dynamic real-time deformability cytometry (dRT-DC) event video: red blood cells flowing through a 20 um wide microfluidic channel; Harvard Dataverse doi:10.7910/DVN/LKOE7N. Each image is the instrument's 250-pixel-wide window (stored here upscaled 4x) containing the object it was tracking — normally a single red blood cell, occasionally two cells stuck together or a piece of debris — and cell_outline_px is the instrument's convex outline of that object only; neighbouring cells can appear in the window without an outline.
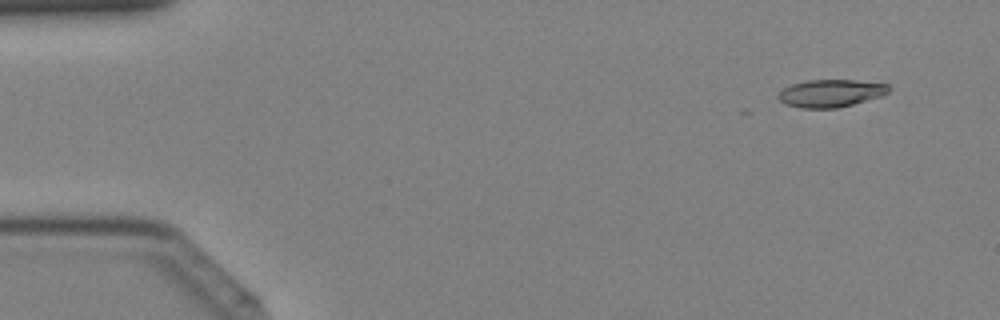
{"species": "Egyptian fruit bat (a non-hibernating species)", "species_latin": "Rousettus aegyptiacus", "temperature_condition": "cold", "stored_images_in_passage": 7, "camera_frame_rate_fps": 3000, "um_per_image_px": 0.085, "animal": {"sex": "female"}, "frame": {"image": 1, "passage_image": 4, "time_ms": 1.0, "image_size_px": [1000, 320], "cell_outline_px": [[892, 88], [884, 96], [836, 108], [800, 108], [784, 104], [776, 96], [784, 88], [792, 84], [808, 80], [856, 80], [888, 84]], "centroid_in_image_um": [70.64, 7.92], "position_along_channel_um": 14.4, "area_um2": 17.86}}